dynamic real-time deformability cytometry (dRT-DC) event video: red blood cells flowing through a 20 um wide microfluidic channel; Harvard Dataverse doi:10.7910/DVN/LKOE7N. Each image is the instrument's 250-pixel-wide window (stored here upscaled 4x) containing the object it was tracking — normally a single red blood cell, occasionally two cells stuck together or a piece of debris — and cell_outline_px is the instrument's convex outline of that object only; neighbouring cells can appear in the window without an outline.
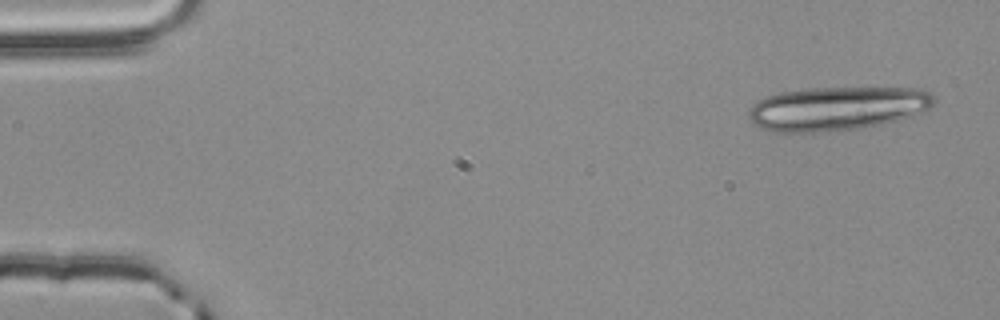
{"species": "common noctule bat (a hibernating species)", "species_latin": "Nyctalus noctula", "temperature_condition": "room temperature", "stored_images_in_passage": 3, "camera_frame_rate_fps": 3000, "um_per_image_px": 0.085, "animal": {"sex": "male", "body_mass_g": 20.4}, "frame": {"image": 1, "passage_image": 1, "time_ms": 0.0, "image_size_px": [1000, 320], "cell_outline_px": [[936, 100], [928, 108], [912, 116], [880, 124], [860, 128], [812, 132], [772, 132], [748, 120], [748, 112], [752, 104], [768, 96], [780, 92], [812, 88], [920, 88], [932, 92], [936, 96]], "centroid_in_image_um": [71.17, 9.21], "position_along_channel_um": 13.8, "area_um2": 47.16}}